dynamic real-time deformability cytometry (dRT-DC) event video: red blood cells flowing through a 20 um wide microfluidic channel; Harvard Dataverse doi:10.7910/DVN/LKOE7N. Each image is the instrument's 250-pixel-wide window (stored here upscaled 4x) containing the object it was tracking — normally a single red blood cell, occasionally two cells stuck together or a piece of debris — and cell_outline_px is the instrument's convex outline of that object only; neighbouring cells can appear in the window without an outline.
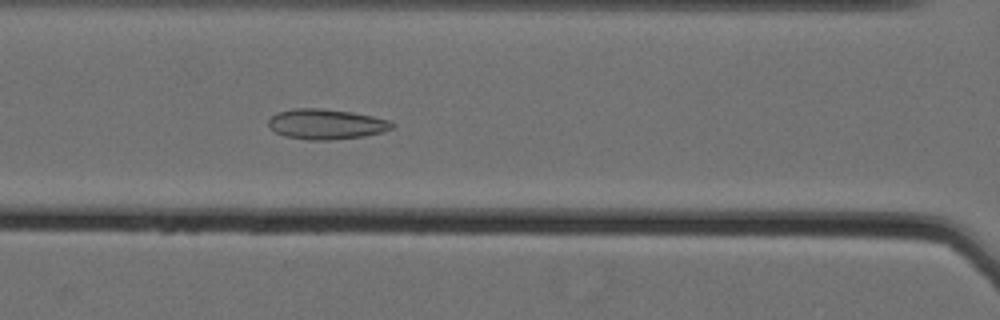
{"species": "Egyptian fruit bat (a non-hibernating species)", "species_latin": "Rousettus aegyptiacus", "temperature_condition": "cold", "stored_images_in_passage": 49, "camera_frame_rate_fps": 3000, "um_per_image_px": 0.085, "animal": {"sex": "female"}, "frame": {"image": 1, "passage_image": 19, "time_ms": 6.0, "image_size_px": [1000, 320], "cell_outline_px": [[396, 124], [392, 128], [380, 132], [364, 136], [328, 140], [308, 140], [284, 136], [276, 132], [268, 124], [268, 120], [276, 112], [292, 108], [320, 108], [352, 112], [392, 120]], "centroid_in_image_um": [27.73, 10.54], "position_along_channel_um": 138.9, "area_um2": 21.85}}
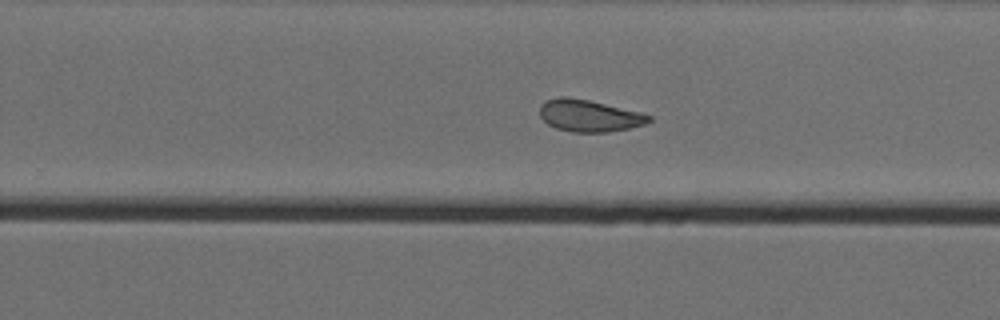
{"frame": {"image": 2, "passage_image": 31, "time_ms": 10.0, "image_size_px": [1000, 320], "cell_outline_px": [[652, 120], [644, 124], [628, 128], [608, 132], [572, 132], [556, 128], [548, 124], [540, 116], [540, 104], [544, 100], [560, 96], [564, 96], [588, 100], [640, 112], [652, 116]], "centroid_in_image_um": [50.05, 9.83], "position_along_channel_um": 279.8, "area_um2": 20.23}}
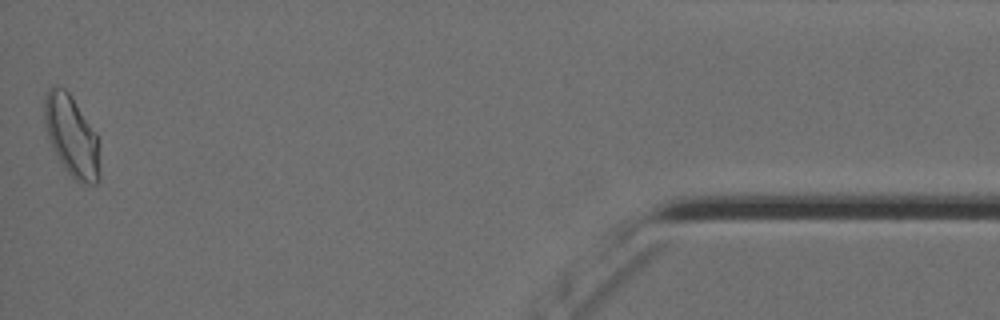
{"frame": {"image": 3, "passage_image": 49, "time_ms": 16.0, "image_size_px": [1000, 320], "cell_outline_px": [[100, 180], [96, 184], [80, 184], [64, 168], [48, 136], [44, 120], [44, 96], [48, 88], [56, 84], [64, 88], [72, 96], [96, 132], [100, 168]], "centroid_in_image_um": [6.1, 11.54], "position_along_channel_um": 429.1, "area_um2": 26.13}, "authors_computed_cell_mechanics": {"area_um2": 21.964, "velocity_mm_per_s": 3.5408, "shape_relaxation_time_tau1_ms": null, "shape_relaxation_time_tau2_ms": 1.8694, "deformation_change_tau1": null, "deformation_change_tau2": 0.081}}